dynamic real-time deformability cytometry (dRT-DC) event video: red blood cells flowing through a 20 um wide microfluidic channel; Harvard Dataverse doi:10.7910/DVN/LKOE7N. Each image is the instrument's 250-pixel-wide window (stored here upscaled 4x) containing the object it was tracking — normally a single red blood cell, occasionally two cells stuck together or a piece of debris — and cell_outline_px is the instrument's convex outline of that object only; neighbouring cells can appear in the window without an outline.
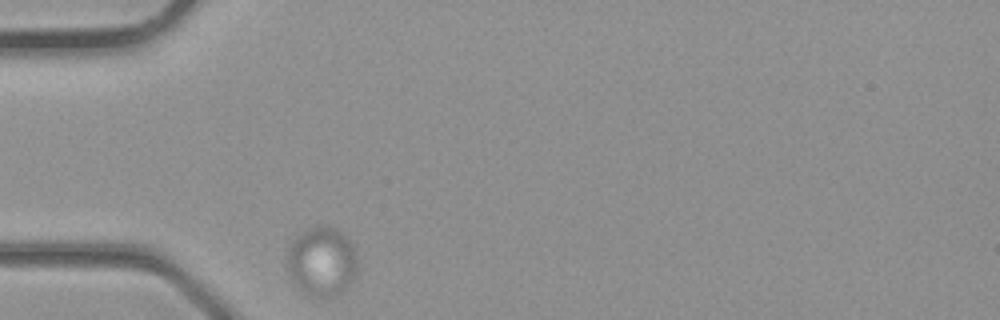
{"species": "common noctule bat (a hibernating species)", "species_latin": "Nyctalus noctula", "temperature_condition": "room temperature", "stored_images_in_passage": 11, "camera_frame_rate_fps": 3000, "um_per_image_px": 0.085, "animal": {"sex": "male", "body_mass_g": 23.1, "forearm_length_mm": 52.7}, "frame": {"image": 1, "passage_image": 1, "time_ms": 0.0, "image_size_px": [1000, 320], "cell_outline_px": [[356, 272], [348, 288], [336, 296], [308, 296], [288, 276], [284, 260], [288, 244], [300, 232], [316, 224], [328, 224], [344, 232], [348, 236], [356, 248]], "centroid_in_image_um": [27.32, 22.17], "position_along_channel_um": 57.7, "area_um2": 29.65}}
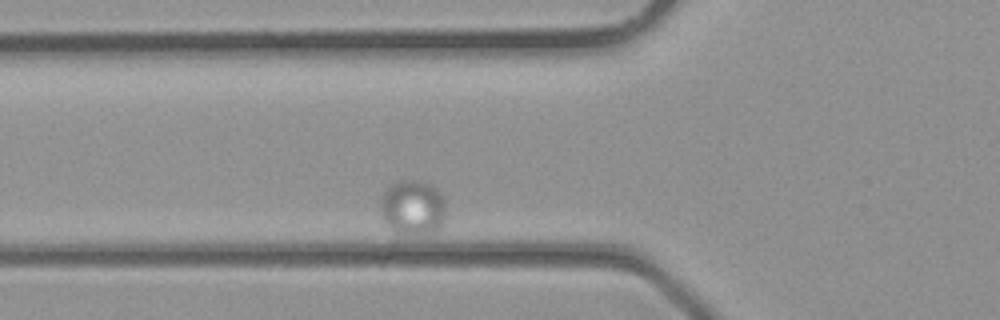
{"frame": {"image": 2, "passage_image": 4, "time_ms": 1.0, "image_size_px": [1000, 320], "cell_outline_px": [[444, 224], [440, 228], [432, 232], [396, 232], [388, 228], [384, 220], [380, 208], [380, 196], [384, 188], [400, 180], [424, 180], [432, 184], [444, 196]], "centroid_in_image_um": [35.07, 17.57], "position_along_channel_um": 90.7, "area_um2": 21.1}}
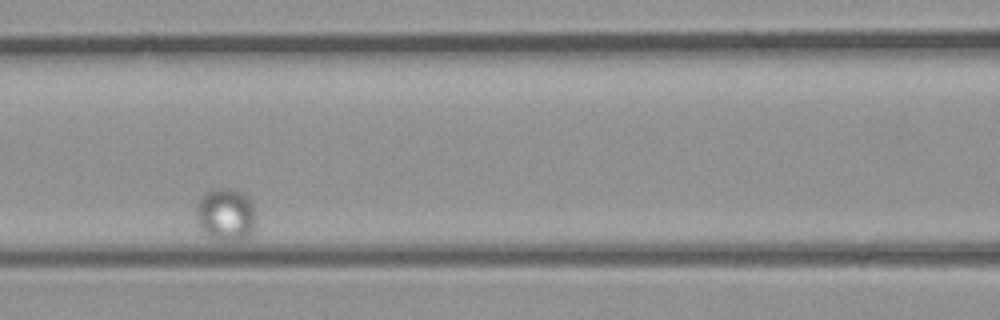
{"frame": {"image": 3, "passage_image": 7, "time_ms": 2.0, "image_size_px": [1000, 320], "cell_outline_px": [[256, 224], [248, 236], [208, 236], [200, 228], [196, 220], [196, 204], [200, 196], [208, 188], [228, 188], [244, 192], [252, 200], [256, 212]], "centroid_in_image_um": [19.18, 18.09], "position_along_channel_um": 147.4, "area_um2": 18.09}}